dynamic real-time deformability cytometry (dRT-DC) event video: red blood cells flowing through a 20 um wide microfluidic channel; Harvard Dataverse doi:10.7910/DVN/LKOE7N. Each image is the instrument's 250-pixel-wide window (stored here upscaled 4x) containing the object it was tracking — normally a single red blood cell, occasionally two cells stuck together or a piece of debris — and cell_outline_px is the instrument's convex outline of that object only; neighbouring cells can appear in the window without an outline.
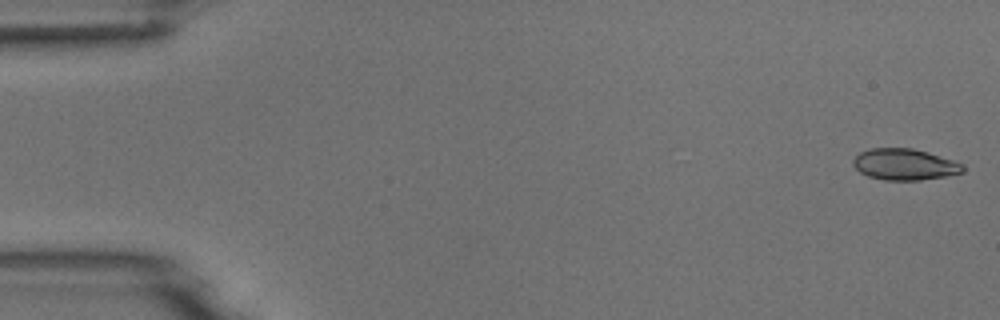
{"species": "common noctule bat (a hibernating species)", "species_latin": "Nyctalus noctula", "temperature_condition": "room temperature", "stored_images_in_passage": 4, "camera_frame_rate_fps": 3000, "um_per_image_px": 0.085, "animal": {"sex": "male", "body_mass_g": 18.8}, "frame": {"image": 1, "passage_image": 1, "time_ms": 0.0, "image_size_px": [1000, 320], "cell_outline_px": [[964, 172], [944, 176], [920, 180], [884, 180], [868, 176], [860, 172], [852, 164], [852, 160], [860, 152], [872, 148], [912, 148], [928, 152], [964, 164]], "centroid_in_image_um": [76.88, 13.97], "position_along_channel_um": 8.1, "area_um2": 19.94}}
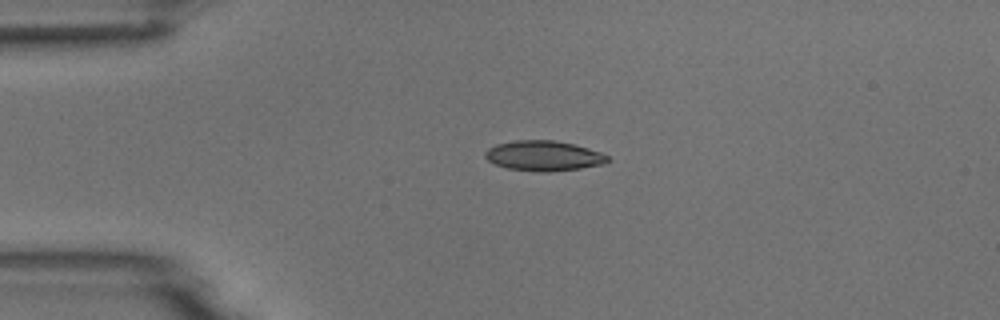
{"frame": {"image": 2, "passage_image": 4, "time_ms": 3.667, "image_size_px": [1000, 320], "cell_outline_px": [[608, 160], [604, 164], [580, 168], [548, 172], [540, 172], [508, 168], [496, 164], [488, 160], [484, 156], [484, 152], [488, 148], [496, 144], [516, 140], [552, 140], [572, 144], [588, 148], [600, 152], [608, 156]], "centroid_in_image_um": [46.19, 13.24], "position_along_channel_um": 38.8, "area_um2": 21.33}}